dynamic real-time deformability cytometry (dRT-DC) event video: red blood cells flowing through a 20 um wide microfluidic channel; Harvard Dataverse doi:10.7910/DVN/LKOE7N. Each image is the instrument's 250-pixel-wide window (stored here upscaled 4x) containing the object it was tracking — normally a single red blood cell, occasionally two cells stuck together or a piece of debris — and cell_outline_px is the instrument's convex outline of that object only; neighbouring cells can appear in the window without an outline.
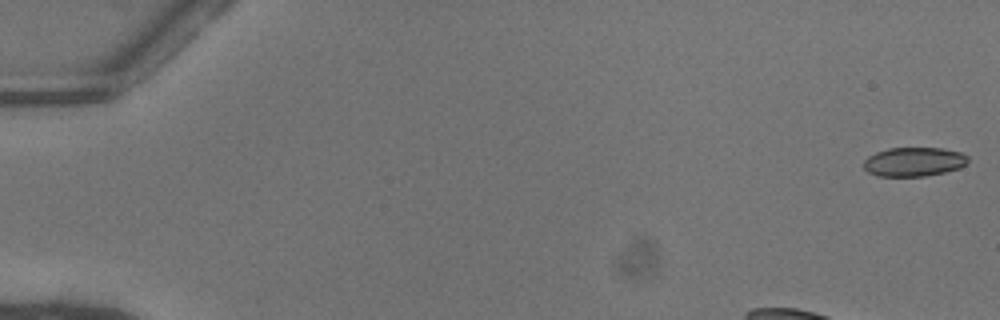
{"species": "common noctule bat (a hibernating species)", "species_latin": "Nyctalus noctula", "temperature_condition": "warm", "stored_images_in_passage": 14, "camera_frame_rate_fps": 3000, "um_per_image_px": 0.085, "animal": {"sex": "female"}, "frame": {"image": 1, "passage_image": 1, "time_ms": 0.0, "image_size_px": [1000, 320], "cell_outline_px": [[968, 160], [960, 168], [944, 172], [924, 176], [876, 176], [868, 172], [864, 168], [864, 160], [868, 156], [876, 152], [888, 148], [940, 148], [960, 152], [968, 156]], "centroid_in_image_um": [77.65, 13.75], "position_along_channel_um": 7.3, "area_um2": 17.63}}